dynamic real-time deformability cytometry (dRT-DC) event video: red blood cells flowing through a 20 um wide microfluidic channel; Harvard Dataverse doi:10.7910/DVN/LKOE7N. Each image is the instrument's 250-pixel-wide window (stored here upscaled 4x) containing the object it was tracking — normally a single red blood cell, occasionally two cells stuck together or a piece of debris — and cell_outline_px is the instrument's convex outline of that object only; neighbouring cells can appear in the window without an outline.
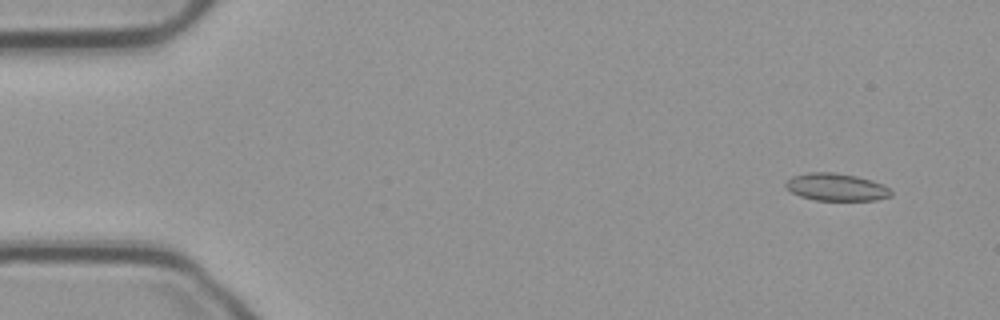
{"species": "common noctule bat (a hibernating species)", "species_latin": "Nyctalus noctula", "temperature_condition": "cold", "stored_images_in_passage": 54, "camera_frame_rate_fps": 3000, "um_per_image_px": 0.085, "animal": {"sex": "male", "body_mass_g": 23.1, "forearm_length_mm": 52.7}, "frame": {"image": 1, "passage_image": 3, "time_ms": 0.667, "image_size_px": [1000, 320], "cell_outline_px": [[892, 196], [876, 200], [816, 200], [800, 196], [792, 192], [784, 184], [792, 176], [808, 172], [832, 172], [856, 176], [872, 180], [888, 188], [892, 192]], "centroid_in_image_um": [71.08, 15.9], "position_along_channel_um": 13.9, "area_um2": 16.7}}
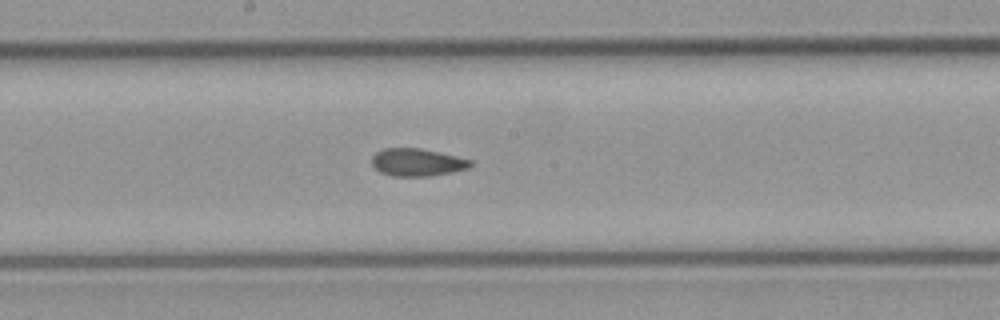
{"frame": {"image": 2, "passage_image": 28, "time_ms": 9.0, "image_size_px": [1000, 320], "cell_outline_px": [[472, 164], [468, 168], [452, 172], [428, 176], [392, 176], [380, 172], [372, 164], [372, 156], [376, 152], [384, 148], [420, 148], [440, 152], [472, 160]], "centroid_in_image_um": [35.45, 13.79], "position_along_channel_um": 212.7, "area_um2": 15.84}}
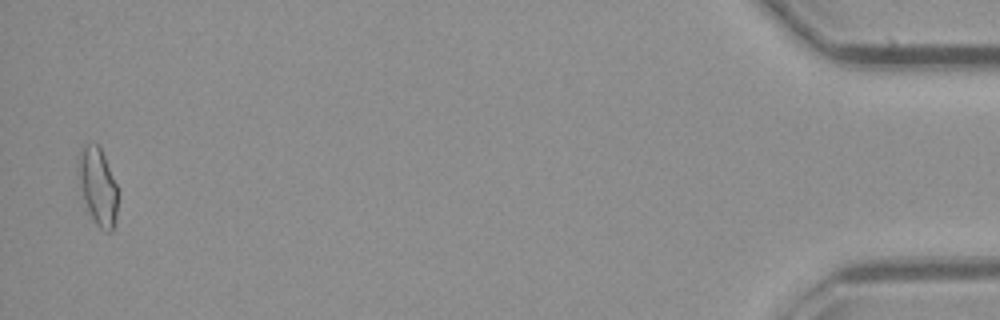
{"frame": {"image": 3, "passage_image": 53, "time_ms": 17.333, "image_size_px": [1000, 320], "cell_outline_px": [[120, 196], [116, 220], [112, 232], [108, 232], [100, 228], [96, 224], [84, 200], [76, 176], [76, 160], [80, 148], [84, 144], [96, 144], [100, 148], [104, 156], [120, 192]], "centroid_in_image_um": [8.32, 15.83], "position_along_channel_um": 426.9, "area_um2": 18.44}, "authors_computed_cell_mechanics": {"area_um2": 16.4152, "velocity_mm_per_s": 3.7242, "shape_relaxation_time_tau1_ms": null, "shape_relaxation_time_tau2_ms": 2.1694, "deformation_change_tau1": null, "deformation_change_tau2": 0.0864}}